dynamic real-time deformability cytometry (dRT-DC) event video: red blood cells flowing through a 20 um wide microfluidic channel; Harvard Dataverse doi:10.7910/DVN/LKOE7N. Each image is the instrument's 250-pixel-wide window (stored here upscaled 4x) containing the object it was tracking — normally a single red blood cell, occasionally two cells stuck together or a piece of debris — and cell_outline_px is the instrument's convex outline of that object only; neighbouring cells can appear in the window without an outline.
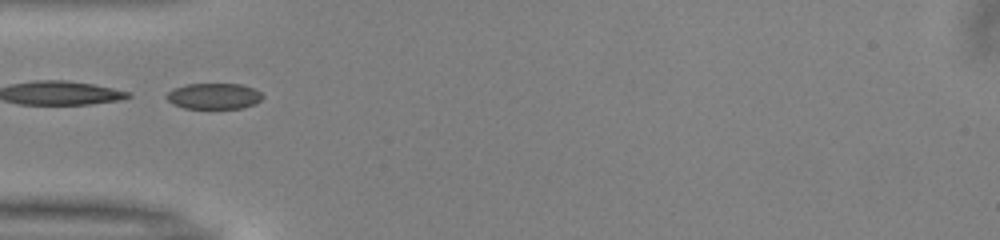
{"species": "common noctule bat (a hibernating species)", "species_latin": "Nyctalus noctula", "temperature_condition": "warm", "stored_images_in_passage": 35, "camera_frame_rate_fps": 3000, "um_per_image_px": 0.085, "animal": {"sex": "male", "body_mass_g": 13.0, "forearm_length_mm": 53.1}, "frame": {"image": 1, "passage_image": 1, "time_ms": 0.0, "image_size_px": [1000, 240], "cell_outline_px": [[264, 96], [256, 104], [244, 108], [184, 108], [172, 104], [164, 96], [172, 88], [188, 84], [240, 84], [252, 88], [260, 92]], "centroid_in_image_um": [18.16, 8.17], "position_along_channel_um": 66.8, "area_um2": 14.57}, "authors_computed_cell_mechanics": {"area_um2": 15.0858, "velocity_mm_per_s": 4.0367, "shape_relaxation_time_tau1_ms": 8.9357, "shape_relaxation_time_tau2_ms": 1.5345, "deformation_change_tau1": 0.1333, "deformation_change_tau2": 0.0627}}